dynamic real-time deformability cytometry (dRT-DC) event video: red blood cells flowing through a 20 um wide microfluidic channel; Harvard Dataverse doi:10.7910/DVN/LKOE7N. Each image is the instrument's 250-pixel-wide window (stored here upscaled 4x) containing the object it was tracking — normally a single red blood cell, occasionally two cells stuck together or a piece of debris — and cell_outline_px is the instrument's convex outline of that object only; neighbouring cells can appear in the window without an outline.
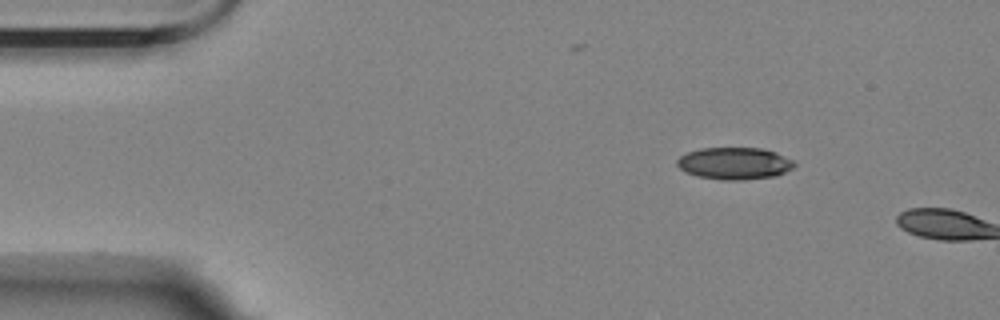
{"species": "Egyptian fruit bat (a non-hibernating species)", "species_latin": "Rousettus aegyptiacus", "temperature_condition": "room temperature", "stored_images_in_passage": 3, "camera_frame_rate_fps": 3000, "um_per_image_px": 0.085, "animal": {"sex": "female"}, "frame": {"image": 1, "passage_image": 1, "time_ms": 0.0, "image_size_px": [1000, 320], "cell_outline_px": [[796, 164], [792, 168], [776, 176], [744, 180], [720, 180], [696, 176], [684, 172], [676, 164], [676, 160], [680, 156], [688, 152], [700, 148], [760, 148], [776, 152], [792, 160]], "centroid_in_image_um": [62.4, 13.89], "position_along_channel_um": 22.6, "area_um2": 22.02}}